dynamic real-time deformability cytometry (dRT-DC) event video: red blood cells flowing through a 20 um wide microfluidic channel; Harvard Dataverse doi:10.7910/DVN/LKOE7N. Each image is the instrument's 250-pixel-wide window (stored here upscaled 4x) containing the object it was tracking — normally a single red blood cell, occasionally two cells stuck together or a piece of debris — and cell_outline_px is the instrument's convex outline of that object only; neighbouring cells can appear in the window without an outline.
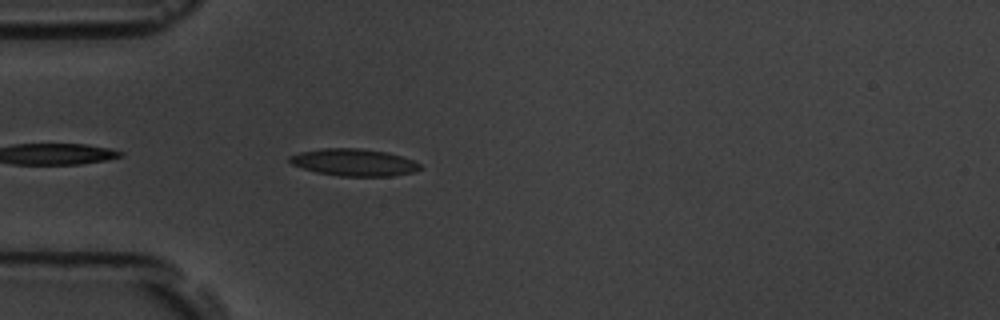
{"species": "common noctule bat (a hibernating species)", "species_latin": "Nyctalus noctula", "temperature_condition": "room temperature", "stored_images_in_passage": 18, "camera_frame_rate_fps": 3000, "um_per_image_px": 0.085, "animal": {"sex": "male", "body_mass_g": 19.5, "forearm_length_mm": 54.6}, "frame": {"image": 1, "passage_image": 3, "time_ms": 0.667, "image_size_px": [1000, 320], "cell_outline_px": [[420, 168], [412, 172], [392, 176], [340, 176], [316, 172], [292, 164], [288, 160], [288, 156], [300, 152], [324, 148], [360, 148], [388, 152], [412, 160], [420, 164]], "centroid_in_image_um": [30.06, 13.8], "position_along_channel_um": 54.9, "area_um2": 20.46}}
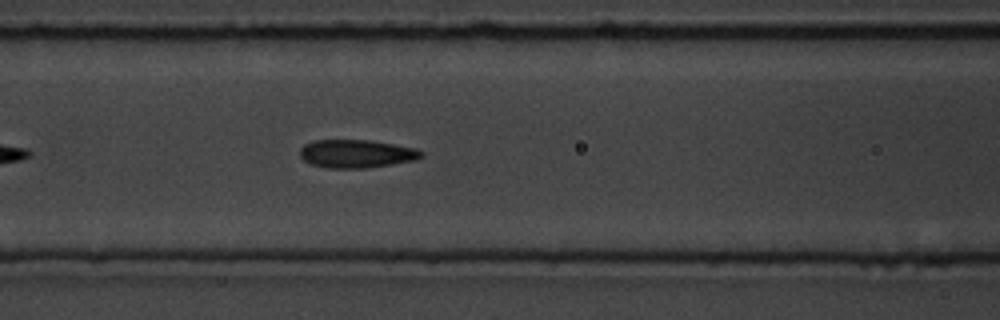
{"frame": {"image": 2, "passage_image": 10, "time_ms": 3.0, "image_size_px": [1000, 320], "cell_outline_px": [[424, 156], [416, 160], [368, 168], [328, 168], [312, 164], [304, 160], [300, 156], [300, 148], [304, 144], [316, 140], [372, 140], [416, 148], [424, 152]], "centroid_in_image_um": [30.33, 13.06], "position_along_channel_um": 136.3, "area_um2": 20.06}}
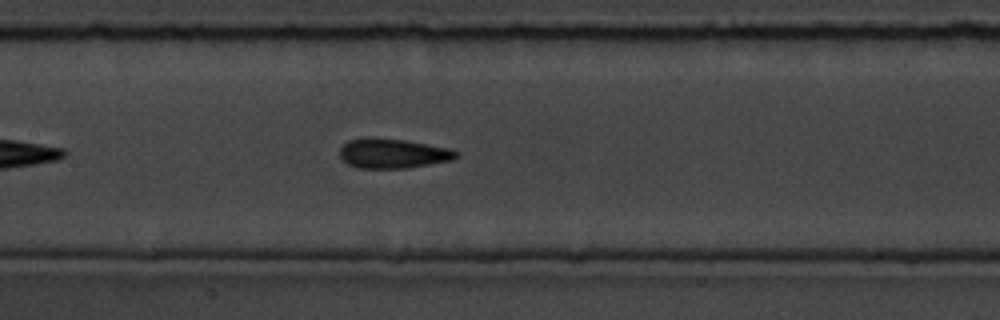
{"frame": {"image": 3, "passage_image": 13, "time_ms": 4.0, "image_size_px": [1000, 320], "cell_outline_px": [[460, 156], [452, 160], [408, 168], [360, 168], [348, 164], [340, 156], [340, 148], [348, 140], [368, 136], [404, 140], [452, 148], [460, 152]], "centroid_in_image_um": [33.43, 13.03], "position_along_channel_um": 174.0, "area_um2": 20.4}}